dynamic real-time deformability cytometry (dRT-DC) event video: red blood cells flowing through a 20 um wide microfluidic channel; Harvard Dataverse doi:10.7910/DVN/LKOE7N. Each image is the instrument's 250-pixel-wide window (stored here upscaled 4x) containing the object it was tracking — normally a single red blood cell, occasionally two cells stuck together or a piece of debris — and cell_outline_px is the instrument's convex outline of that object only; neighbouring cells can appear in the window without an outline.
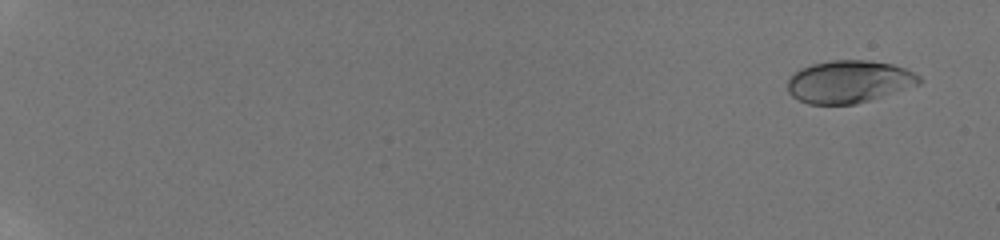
{"species": "human", "species_latin": "Homo sapiens", "temperature_condition": "room temperature", "stored_images_in_passage": 39, "camera_frame_rate_fps": 3000, "um_per_image_px": 0.085, "donor": {"sex": "male"}, "frame": {"image": 1, "passage_image": 3, "time_ms": 1.0, "image_size_px": [1000, 240], "cell_outline_px": [[924, 80], [920, 84], [856, 104], [808, 104], [792, 96], [788, 92], [788, 80], [792, 72], [800, 68], [812, 64], [832, 60], [868, 60], [892, 64], [904, 68], [920, 76]], "centroid_in_image_um": [72.15, 6.93], "position_along_channel_um": 12.9, "area_um2": 32.6}}
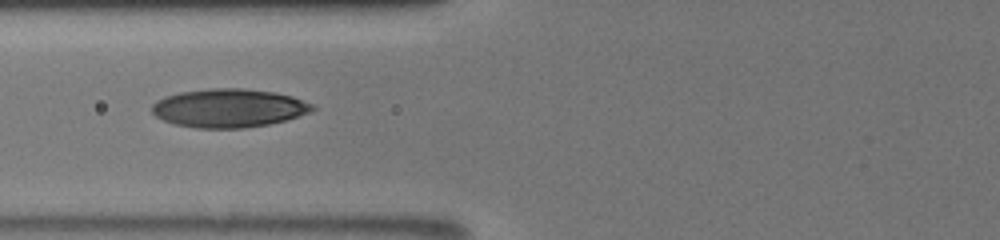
{"frame": {"image": 2, "passage_image": 19, "time_ms": 9.0, "image_size_px": [1000, 240], "cell_outline_px": [[316, 108], [308, 112], [284, 120], [268, 124], [244, 128], [196, 128], [176, 124], [164, 120], [156, 116], [152, 112], [152, 104], [156, 100], [164, 96], [180, 92], [212, 88], [244, 88], [276, 92], [292, 96], [312, 104]], "centroid_in_image_um": [19.42, 9.17], "position_along_channel_um": 106.4, "area_um2": 35.89}}
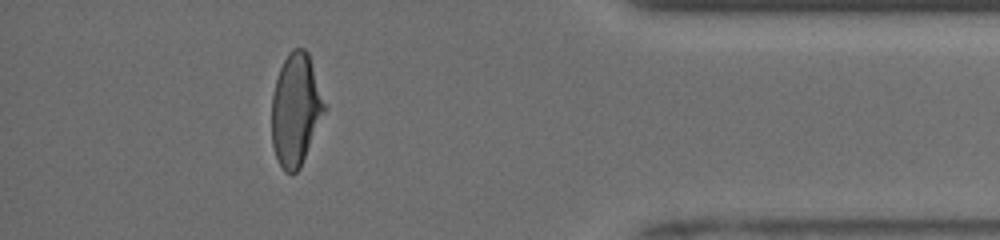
{"frame": {"image": 3, "passage_image": 36, "time_ms": 17.333, "image_size_px": [1000, 240], "cell_outline_px": [[328, 108], [300, 168], [296, 172], [284, 172], [276, 156], [272, 144], [272, 96], [276, 80], [280, 68], [288, 52], [292, 48], [304, 48], [308, 52]], "centroid_in_image_um": [25.17, 9.31], "position_along_channel_um": 410.0, "area_um2": 34.8}, "authors_computed_cell_mechanics": {"area_um2": 34.7956, "velocity_mm_per_s": 3.9599, "shape_relaxation_time_tau1_ms": 4.274, "shape_relaxation_time_tau2_ms": 0.9477, "deformation_change_tau1": 0.1488, "deformation_change_tau2": 0.056}}